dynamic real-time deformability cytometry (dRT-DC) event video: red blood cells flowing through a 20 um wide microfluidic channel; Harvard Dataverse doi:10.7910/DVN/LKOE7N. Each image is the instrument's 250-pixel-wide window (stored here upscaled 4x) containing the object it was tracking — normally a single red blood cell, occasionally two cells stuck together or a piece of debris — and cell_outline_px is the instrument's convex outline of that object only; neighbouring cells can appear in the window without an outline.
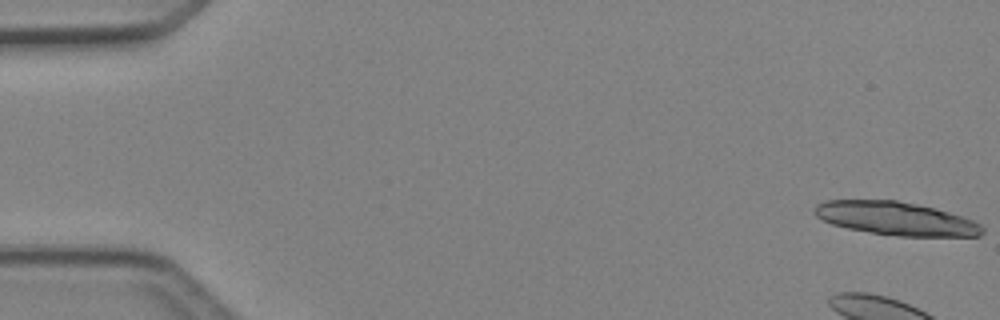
{"species": "Egyptian fruit bat (a non-hibernating species)", "species_latin": "Rousettus aegyptiacus", "temperature_condition": "cold", "stored_images_in_passage": 13, "camera_frame_rate_fps": 3000, "um_per_image_px": 0.085, "animal": {"sex": "female"}, "frame": {"image": 1, "passage_image": 1, "time_ms": 0.0, "image_size_px": [1000, 320], "cell_outline_px": [[984, 232], [980, 236], [900, 236], [872, 232], [848, 228], [832, 224], [816, 216], [812, 212], [816, 204], [824, 200], [896, 200], [936, 208], [972, 220], [980, 224], [984, 228]], "centroid_in_image_um": [76.14, 18.56], "position_along_channel_um": 8.9, "area_um2": 32.43}}